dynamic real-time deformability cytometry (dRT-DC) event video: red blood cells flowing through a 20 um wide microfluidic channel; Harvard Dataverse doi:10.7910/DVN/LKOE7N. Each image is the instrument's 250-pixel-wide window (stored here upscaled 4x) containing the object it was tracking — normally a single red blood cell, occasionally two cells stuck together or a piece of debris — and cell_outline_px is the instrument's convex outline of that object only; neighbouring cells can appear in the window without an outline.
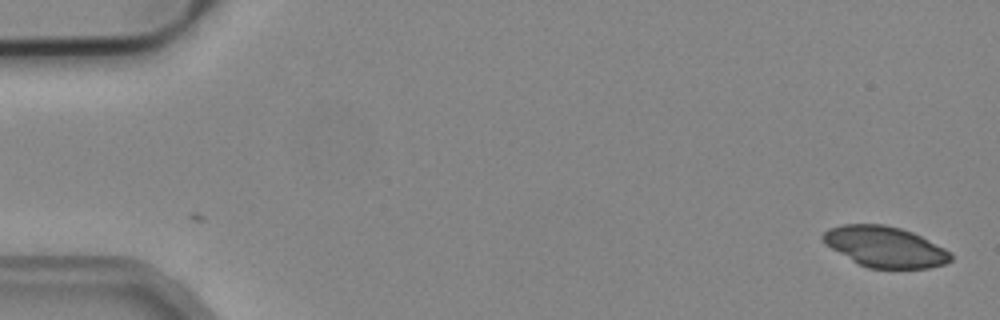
{"species": "common noctule bat (a hibernating species)", "species_latin": "Nyctalus noctula", "temperature_condition": "cold", "stored_images_in_passage": 6, "segment_of_instrument_passage": [2, 2], "camera_frame_rate_fps": 3000, "um_per_image_px": 0.085, "animal": {"sex": "male", "body_mass_g": 19.2, "forearm_length_mm": 51.8}, "frame": {"image": 1, "passage_image": 6, "time_ms": 1.667, "image_size_px": [1000, 320], "cell_outline_px": [[952, 260], [944, 264], [928, 268], [868, 268], [852, 260], [824, 244], [820, 240], [820, 236], [828, 228], [844, 224], [884, 224], [900, 228], [912, 232], [952, 252]], "centroid_in_image_um": [75.2, 20.97], "position_along_channel_um": 9.8, "area_um2": 30.29}}